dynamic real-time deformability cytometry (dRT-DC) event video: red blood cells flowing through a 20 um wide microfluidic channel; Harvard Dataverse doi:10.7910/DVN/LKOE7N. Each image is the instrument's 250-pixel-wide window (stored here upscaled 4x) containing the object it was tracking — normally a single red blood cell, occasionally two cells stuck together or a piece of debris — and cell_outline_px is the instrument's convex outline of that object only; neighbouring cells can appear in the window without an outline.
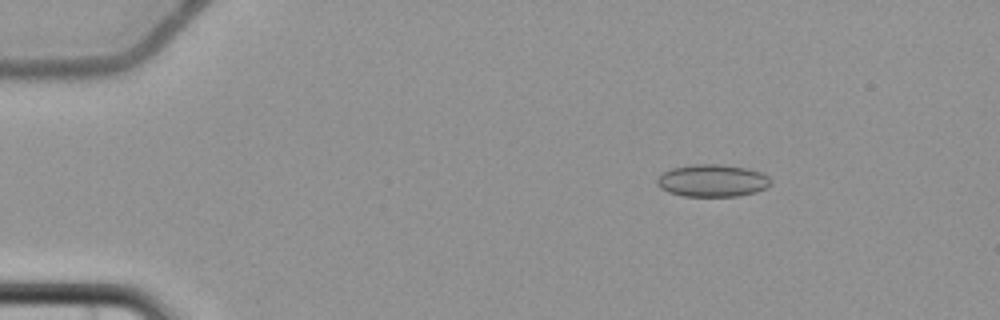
{"species": "common noctule bat (a hibernating species)", "species_latin": "Nyctalus noctula", "temperature_condition": "cold", "stored_images_in_passage": 15, "camera_frame_rate_fps": 3000, "um_per_image_px": 0.085, "animal": {"sex": "female", "body_mass_g": 22.7, "forearm_length_mm": 54.2}, "frame": {"image": 1, "passage_image": 3, "time_ms": 3.0, "image_size_px": [1000, 320], "cell_outline_px": [[772, 184], [756, 192], [740, 196], [684, 196], [668, 192], [660, 188], [656, 184], [656, 180], [664, 172], [672, 168], [692, 164], [720, 164], [748, 168], [764, 172], [772, 180]], "centroid_in_image_um": [60.59, 15.35], "position_along_channel_um": 24.4, "area_um2": 21.68}}
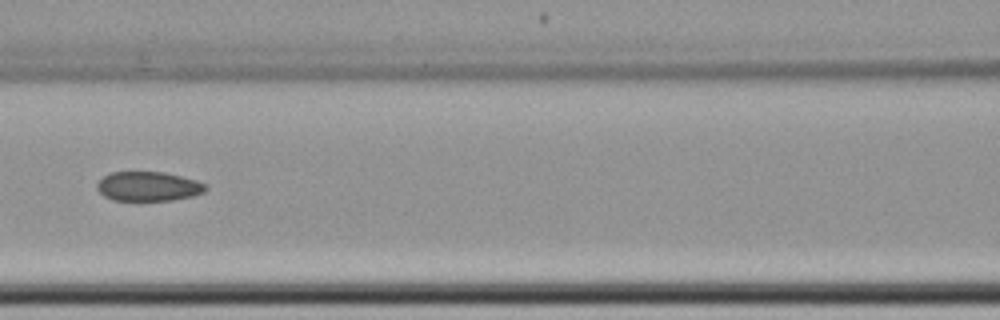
{"frame": {"image": 2, "passage_image": 7, "time_ms": 9.0, "image_size_px": [1000, 320], "cell_outline_px": [[208, 188], [204, 192], [192, 196], [172, 200], [112, 200], [104, 196], [96, 188], [96, 184], [104, 176], [112, 172], [164, 172], [196, 180], [208, 184]], "centroid_in_image_um": [12.62, 15.84], "position_along_channel_um": 154.0, "area_um2": 18.61}}
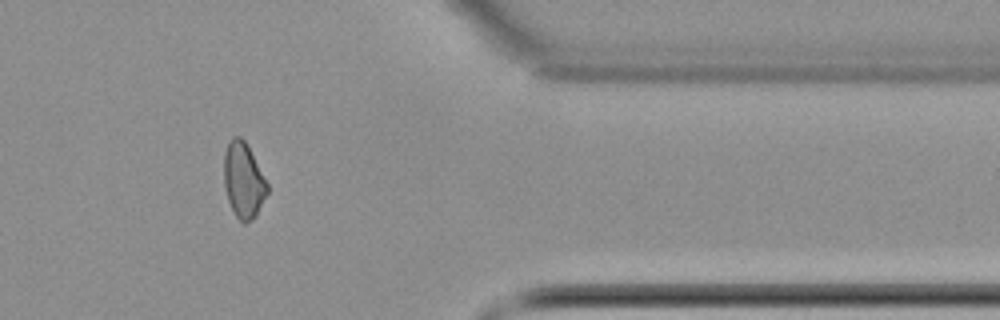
{"frame": {"image": 3, "passage_image": 13, "time_ms": 16.0, "image_size_px": [1000, 320], "cell_outline_px": [[268, 192], [256, 216], [252, 220], [244, 224], [236, 216], [228, 200], [224, 184], [224, 152], [228, 140], [232, 136], [240, 136], [244, 140], [268, 184]], "centroid_in_image_um": [20.68, 15.32], "position_along_channel_um": 390.7, "area_um2": 18.96}}